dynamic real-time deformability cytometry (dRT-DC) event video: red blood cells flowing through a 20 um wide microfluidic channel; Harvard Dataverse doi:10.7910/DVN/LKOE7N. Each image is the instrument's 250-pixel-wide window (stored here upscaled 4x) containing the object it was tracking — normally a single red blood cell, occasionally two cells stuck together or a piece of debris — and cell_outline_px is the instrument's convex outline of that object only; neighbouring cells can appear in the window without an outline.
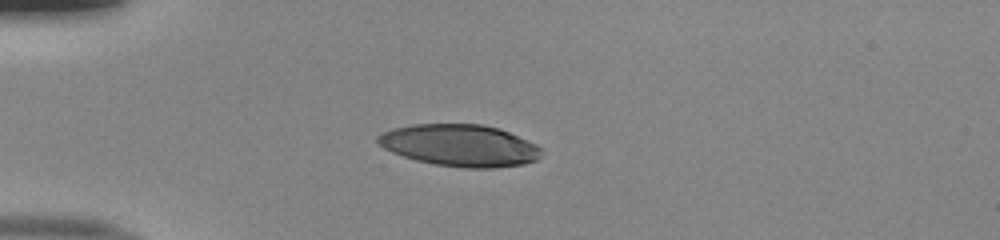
{"species": "human", "species_latin": "Homo sapiens", "temperature_condition": "room temperature", "stored_images_in_passage": 32, "camera_frame_rate_fps": 3000, "um_per_image_px": 0.085, "donor": {"sex": "male"}, "frame": {"image": 1, "passage_image": 1, "time_ms": 0.0, "image_size_px": [1000, 240], "cell_outline_px": [[540, 156], [536, 160], [524, 164], [492, 168], [464, 168], [436, 164], [416, 160], [392, 152], [376, 144], [376, 136], [392, 128], [412, 124], [480, 124], [500, 128], [528, 140], [536, 144], [540, 148]], "centroid_in_image_um": [39.07, 12.35], "position_along_channel_um": 45.9, "area_um2": 40.0}}
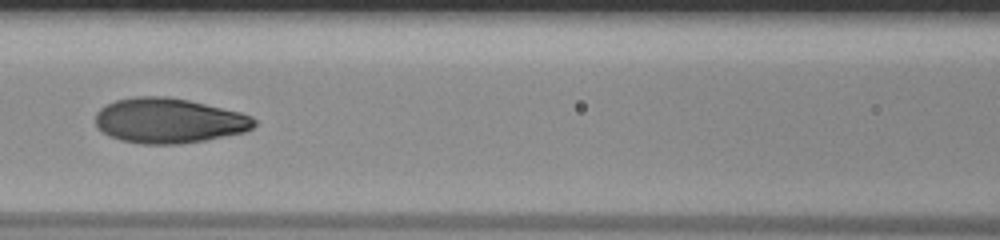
{"frame": {"image": 2, "passage_image": 11, "time_ms": 3.333, "image_size_px": [1000, 240], "cell_outline_px": [[256, 124], [252, 128], [244, 132], [204, 140], [180, 144], [140, 144], [120, 140], [108, 136], [96, 128], [96, 112], [100, 108], [116, 100], [136, 96], [168, 96], [188, 100], [240, 112], [252, 116], [256, 120]], "centroid_in_image_um": [14.33, 10.26], "position_along_channel_um": 152.3, "area_um2": 41.79}}
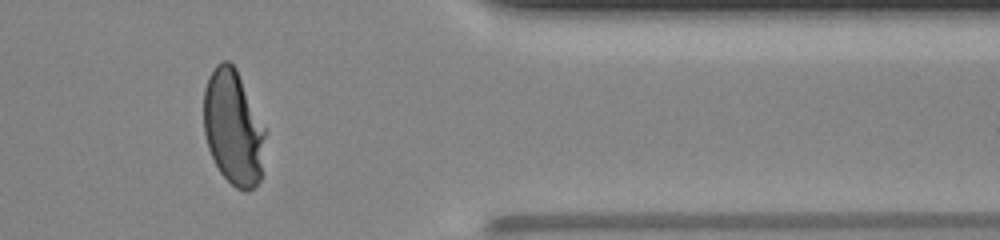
{"frame": {"image": 3, "passage_image": 30, "time_ms": 9.667, "image_size_px": [1000, 240], "cell_outline_px": [[264, 136], [260, 180], [248, 192], [244, 192], [236, 188], [220, 172], [208, 148], [204, 132], [204, 88], [208, 76], [216, 64], [220, 60], [228, 60], [236, 68], [264, 128]], "centroid_in_image_um": [19.79, 10.82], "position_along_channel_um": 391.6, "area_um2": 40.75}, "authors_computed_cell_mechanics": {"area_um2": 41.2692, "velocity_mm_per_s": 4.0219, "shape_relaxation_time_tau1_ms": 5.1462, "shape_relaxation_time_tau2_ms": null, "deformation_change_tau1": 0.2513, "deformation_change_tau2": null}}